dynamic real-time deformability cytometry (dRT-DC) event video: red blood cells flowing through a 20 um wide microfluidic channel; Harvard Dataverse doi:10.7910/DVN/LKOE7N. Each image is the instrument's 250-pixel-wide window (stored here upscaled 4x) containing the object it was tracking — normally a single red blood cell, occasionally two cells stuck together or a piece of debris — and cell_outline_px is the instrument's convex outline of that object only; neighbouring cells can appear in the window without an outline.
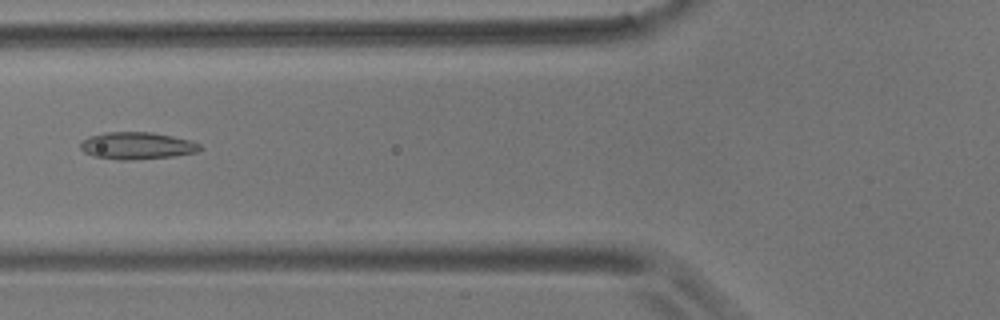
{"species": "common noctule bat (a hibernating species)", "species_latin": "Nyctalus noctula", "temperature_condition": "room temperature", "stored_images_in_passage": 6, "camera_frame_rate_fps": 3000, "um_per_image_px": 0.085, "animal": {"sex": "male", "body_mass_g": 17.9}, "frame": {"image": 1, "passage_image": 6, "time_ms": 6.0, "image_size_px": [1000, 320], "cell_outline_px": [[204, 148], [196, 152], [172, 156], [128, 160], [120, 160], [92, 156], [84, 152], [80, 148], [80, 144], [84, 140], [92, 136], [104, 132], [152, 132], [172, 136], [188, 140], [200, 144]], "centroid_in_image_um": [11.64, 12.38], "position_along_channel_um": 114.2, "area_um2": 18.73}}